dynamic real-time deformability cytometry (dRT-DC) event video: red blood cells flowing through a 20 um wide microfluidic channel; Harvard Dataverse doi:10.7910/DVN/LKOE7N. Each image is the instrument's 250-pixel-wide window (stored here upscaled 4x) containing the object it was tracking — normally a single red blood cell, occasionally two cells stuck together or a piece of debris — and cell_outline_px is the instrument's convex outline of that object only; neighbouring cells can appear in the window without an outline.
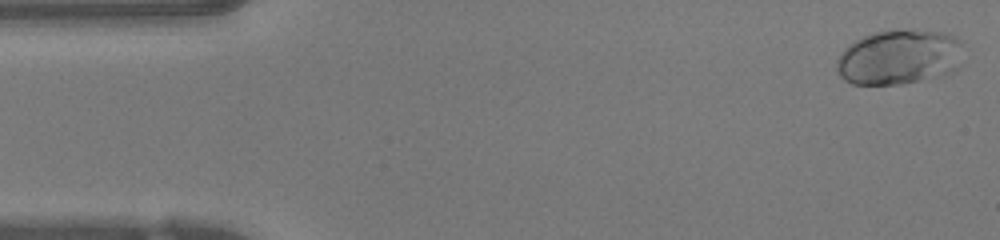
{"species": "human", "species_latin": "Homo sapiens", "temperature_condition": "warm", "stored_images_in_passage": 47, "camera_frame_rate_fps": 3000, "um_per_image_px": 0.085, "donor": {"sex": "female"}, "frame": {"image": 1, "passage_image": 1, "time_ms": 0.0, "image_size_px": [1000, 240], "cell_outline_px": [[960, 44], [956, 68], [952, 72], [944, 76], [904, 84], [852, 84], [844, 80], [840, 76], [836, 68], [836, 60], [840, 52], [848, 44], [872, 32], [896, 28], [904, 28], [944, 32], [956, 36], [960, 40]], "centroid_in_image_um": [76.38, 4.84], "position_along_channel_um": 8.6, "area_um2": 41.15}}
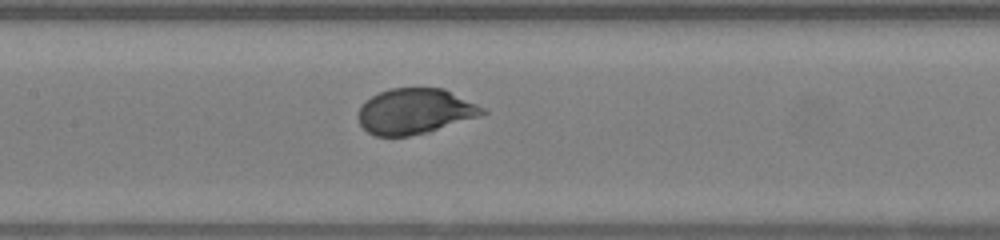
{"frame": {"image": 2, "passage_image": 21, "time_ms": 6.667, "image_size_px": [1000, 240], "cell_outline_px": [[488, 112], [480, 116], [428, 132], [408, 136], [376, 136], [368, 132], [360, 124], [356, 116], [360, 108], [372, 96], [388, 88], [444, 88], [484, 108]], "centroid_in_image_um": [35.26, 9.46], "position_along_channel_um": 172.1, "area_um2": 32.77}}
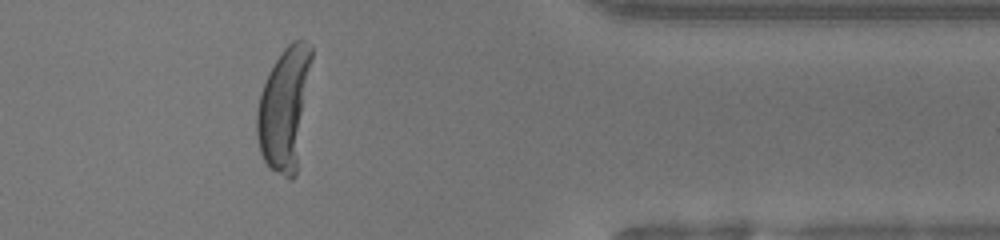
{"frame": {"image": 3, "passage_image": 38, "time_ms": 12.333, "image_size_px": [1000, 240], "cell_outline_px": [[312, 56], [296, 176], [292, 180], [288, 180], [268, 168], [260, 152], [256, 136], [256, 112], [260, 92], [276, 60], [284, 48], [292, 40], [304, 40], [312, 44]], "centroid_in_image_um": [24.16, 9.26], "position_along_channel_um": 387.2, "area_um2": 39.02}, "authors_computed_cell_mechanics": {"area_um2": 36.6452, "velocity_mm_per_s": 4.2351, "shape_relaxation_time_tau1_ms": 4.0395, "shape_relaxation_time_tau2_ms": null, "deformation_change_tau1": 0.2381, "deformation_change_tau2": null}}